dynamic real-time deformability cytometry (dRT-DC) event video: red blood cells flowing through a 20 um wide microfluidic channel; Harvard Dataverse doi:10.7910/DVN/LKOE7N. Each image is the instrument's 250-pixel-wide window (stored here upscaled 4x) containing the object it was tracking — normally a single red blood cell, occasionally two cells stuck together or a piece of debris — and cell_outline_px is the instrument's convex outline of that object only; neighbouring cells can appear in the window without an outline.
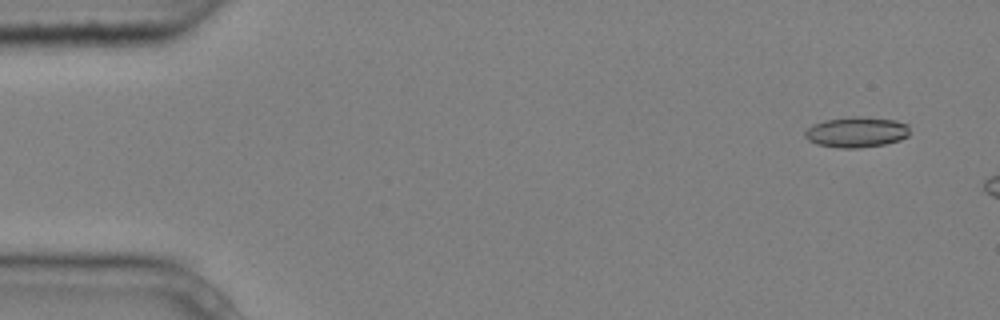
{"species": "common noctule bat (a hibernating species)", "species_latin": "Nyctalus noctula", "temperature_condition": "cold", "stored_images_in_passage": 4, "camera_frame_rate_fps": 3000, "um_per_image_px": 0.085, "animal": {"sex": "male", "body_mass_g": 20.4}, "frame": {"image": 1, "passage_image": 2, "time_ms": 0.333, "image_size_px": [1000, 320], "cell_outline_px": [[908, 136], [900, 140], [884, 144], [860, 148], [840, 148], [816, 144], [808, 140], [804, 136], [804, 132], [812, 124], [824, 120], [852, 116], [860, 116], [896, 120], [908, 124]], "centroid_in_image_um": [72.78, 11.22], "position_along_channel_um": 12.2, "area_um2": 18.79}}